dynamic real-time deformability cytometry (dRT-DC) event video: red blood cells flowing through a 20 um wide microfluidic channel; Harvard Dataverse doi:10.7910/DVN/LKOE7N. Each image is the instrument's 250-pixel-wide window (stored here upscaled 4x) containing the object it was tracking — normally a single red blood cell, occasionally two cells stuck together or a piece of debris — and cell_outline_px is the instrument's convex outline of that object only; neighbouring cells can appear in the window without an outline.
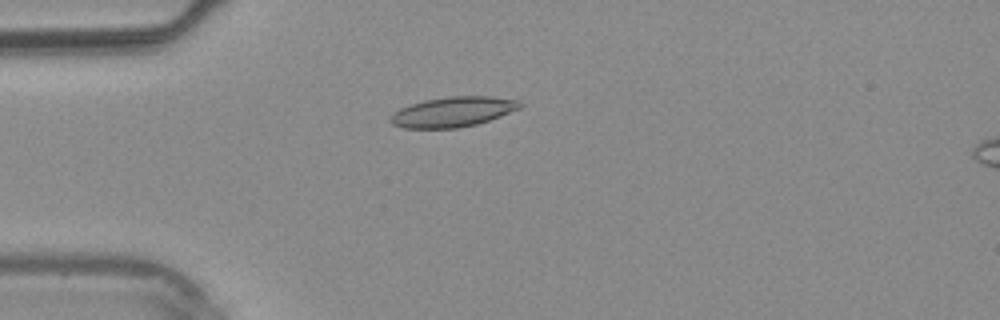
{"species": "common noctule bat (a hibernating species)", "species_latin": "Nyctalus noctula", "temperature_condition": "warm", "stored_images_in_passage": 5, "camera_frame_rate_fps": 3000, "um_per_image_px": 0.085, "animal": {"sex": "male", "body_mass_g": 20.4}, "frame": {"image": 1, "passage_image": 4, "time_ms": 3.333, "image_size_px": [1000, 320], "cell_outline_px": [[524, 104], [520, 108], [500, 116], [476, 124], [456, 128], [404, 128], [392, 124], [388, 120], [388, 116], [400, 108], [424, 100], [452, 96], [488, 96], [520, 100]], "centroid_in_image_um": [38.48, 9.5], "position_along_channel_um": 46.5, "area_um2": 22.66}}